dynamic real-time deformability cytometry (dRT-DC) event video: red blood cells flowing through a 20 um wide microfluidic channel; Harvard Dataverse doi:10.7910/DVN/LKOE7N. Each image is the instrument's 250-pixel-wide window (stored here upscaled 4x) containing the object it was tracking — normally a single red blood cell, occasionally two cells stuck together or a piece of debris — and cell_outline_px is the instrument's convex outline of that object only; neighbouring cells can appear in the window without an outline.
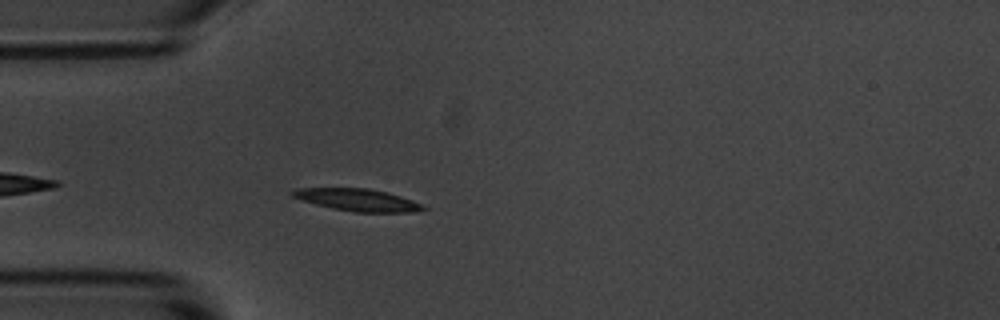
{"species": "common noctule bat (a hibernating species)", "species_latin": "Nyctalus noctula", "temperature_condition": "room temperature", "stored_images_in_passage": 5, "camera_frame_rate_fps": 3000, "um_per_image_px": 0.085, "animal": {"sex": "male", "body_mass_g": 20.1, "forearm_length_mm": 53.5}, "frame": {"image": 1, "passage_image": 5, "time_ms": 4.333, "image_size_px": [1000, 320], "cell_outline_px": [[428, 208], [412, 212], [356, 212], [332, 208], [316, 204], [292, 196], [288, 192], [300, 188], [368, 188], [388, 192], [424, 204]], "centroid_in_image_um": [30.44, 16.99], "position_along_channel_um": 54.6, "area_um2": 16.82}}